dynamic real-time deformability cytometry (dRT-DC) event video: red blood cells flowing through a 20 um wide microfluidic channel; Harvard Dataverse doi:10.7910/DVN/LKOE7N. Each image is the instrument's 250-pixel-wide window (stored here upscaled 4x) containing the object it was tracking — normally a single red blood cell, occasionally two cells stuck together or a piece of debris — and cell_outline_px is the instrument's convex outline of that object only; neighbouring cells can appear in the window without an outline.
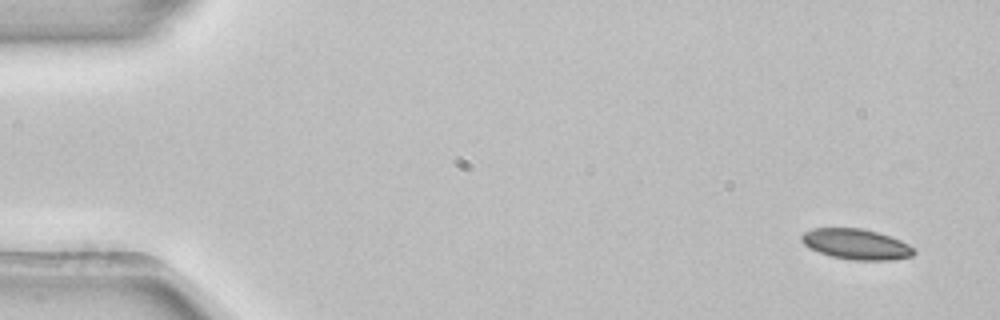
{"species": "common noctule bat (a hibernating species)", "species_latin": "Nyctalus noctula", "temperature_condition": "room temperature", "stored_images_in_passage": 4, "camera_frame_rate_fps": 3000, "um_per_image_px": 0.085, "animal": {"sex": "female", "body_mass_g": 22.7, "forearm_length_mm": 54.2}, "frame": {"image": 1, "passage_image": 1, "time_ms": 0.0, "image_size_px": [1000, 320], "cell_outline_px": [[916, 252], [912, 256], [888, 260], [852, 260], [832, 256], [808, 248], [800, 240], [800, 236], [804, 232], [812, 228], [860, 228], [876, 232], [900, 240], [908, 244]], "centroid_in_image_um": [72.73, 20.75], "position_along_channel_um": 12.3, "area_um2": 19.83}}
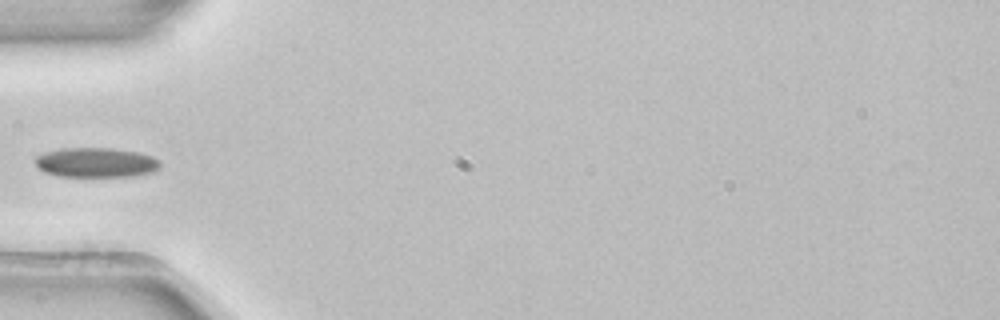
{"frame": {"image": 2, "passage_image": 4, "time_ms": 1.0, "image_size_px": [1000, 320], "cell_outline_px": [[160, 168], [152, 172], [132, 176], [60, 176], [44, 172], [36, 164], [36, 156], [44, 152], [60, 148], [112, 148], [140, 152], [152, 156], [160, 164]], "centroid_in_image_um": [8.16, 13.8], "position_along_channel_um": 76.8, "area_um2": 21.56}}